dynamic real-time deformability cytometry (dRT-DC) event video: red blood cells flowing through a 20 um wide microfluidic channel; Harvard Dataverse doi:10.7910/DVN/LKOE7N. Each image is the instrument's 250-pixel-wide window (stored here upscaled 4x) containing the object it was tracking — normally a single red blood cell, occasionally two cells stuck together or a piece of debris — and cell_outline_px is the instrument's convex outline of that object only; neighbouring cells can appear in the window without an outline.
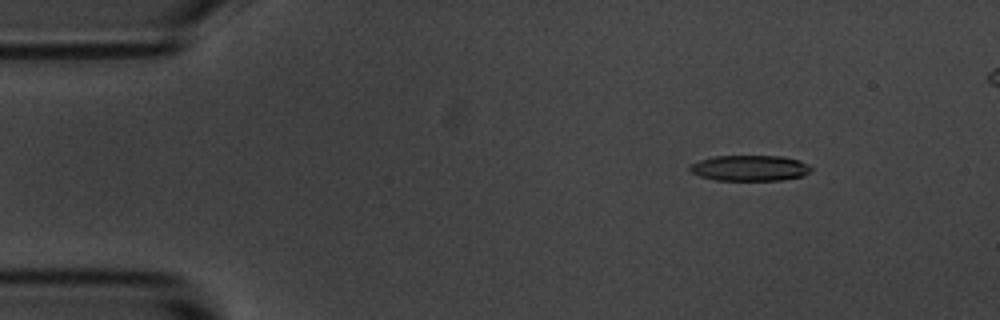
{"species": "common noctule bat (a hibernating species)", "species_latin": "Nyctalus noctula", "temperature_condition": "room temperature", "stored_images_in_passage": 6, "camera_frame_rate_fps": 3000, "um_per_image_px": 0.085, "animal": {"sex": "male", "body_mass_g": 20.1, "forearm_length_mm": 53.5}, "frame": {"image": 1, "passage_image": 3, "time_ms": 2.0, "image_size_px": [1000, 320], "cell_outline_px": [[812, 168], [804, 176], [780, 180], [716, 180], [700, 176], [692, 172], [688, 168], [692, 164], [700, 160], [716, 156], [784, 156], [800, 160], [808, 164]], "centroid_in_image_um": [63.77, 14.28], "position_along_channel_um": 21.2, "area_um2": 18.09}}